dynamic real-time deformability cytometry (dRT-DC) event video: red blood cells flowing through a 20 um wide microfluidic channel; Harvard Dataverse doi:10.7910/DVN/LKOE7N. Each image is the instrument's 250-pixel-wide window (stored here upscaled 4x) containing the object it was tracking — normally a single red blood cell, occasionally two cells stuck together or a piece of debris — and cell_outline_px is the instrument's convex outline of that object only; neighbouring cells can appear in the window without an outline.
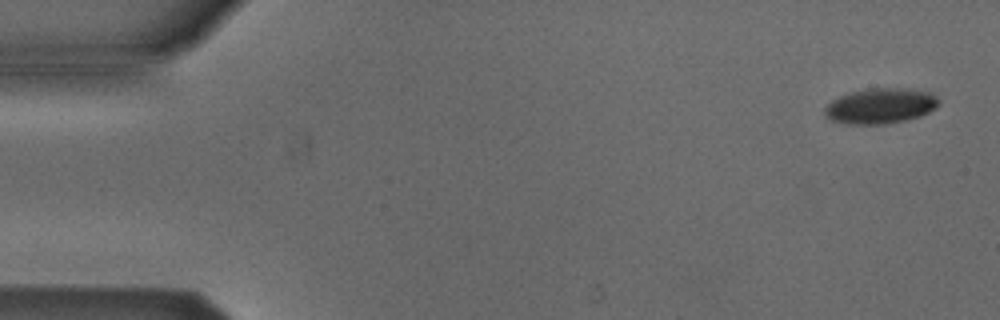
{"species": "Egyptian fruit bat (a non-hibernating species)", "species_latin": "Rousettus aegyptiacus", "temperature_condition": "cold", "stored_images_in_passage": 5, "camera_frame_rate_fps": 3000, "um_per_image_px": 0.085, "animal": {"sex": "male"}, "frame": {"image": 1, "passage_image": 1, "time_ms": 0.0, "image_size_px": [1000, 320], "cell_outline_px": [[940, 104], [936, 108], [920, 116], [904, 120], [884, 124], [844, 124], [832, 120], [824, 116], [824, 108], [832, 100], [840, 96], [852, 92], [876, 88], [900, 88], [928, 92], [936, 96], [940, 100]], "centroid_in_image_um": [74.83, 9.02], "position_along_channel_um": 10.2, "area_um2": 23.35}}
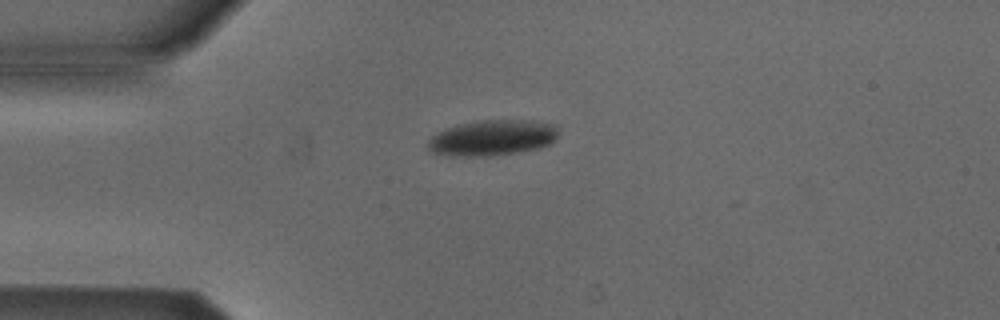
{"frame": {"image": 2, "passage_image": 4, "time_ms": 1.0, "image_size_px": [1000, 320], "cell_outline_px": [[560, 132], [556, 140], [540, 148], [488, 156], [448, 156], [432, 152], [428, 148], [428, 140], [436, 132], [444, 128], [460, 124], [480, 120], [540, 120], [560, 124]], "centroid_in_image_um": [41.92, 11.69], "position_along_channel_um": 43.1, "area_um2": 27.69}}